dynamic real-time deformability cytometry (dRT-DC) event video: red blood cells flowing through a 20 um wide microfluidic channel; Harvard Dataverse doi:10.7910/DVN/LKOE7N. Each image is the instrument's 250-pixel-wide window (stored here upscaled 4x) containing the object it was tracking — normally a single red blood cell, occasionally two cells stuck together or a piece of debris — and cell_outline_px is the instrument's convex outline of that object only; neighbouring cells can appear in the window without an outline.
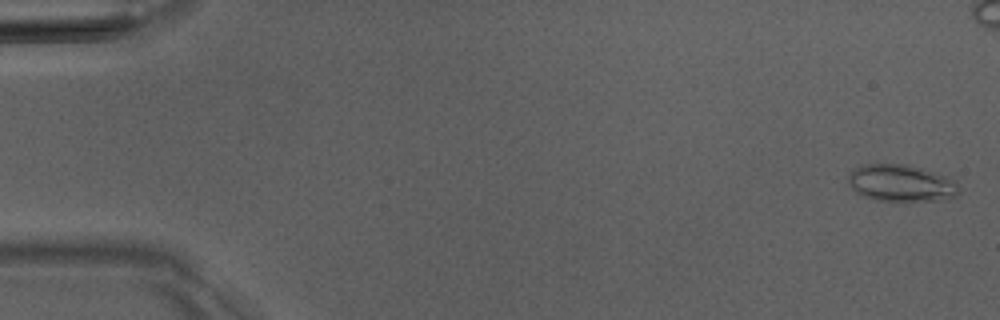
{"species": "Egyptian fruit bat (a non-hibernating species)", "species_latin": "Rousettus aegyptiacus", "temperature_condition": "room temperature", "stored_images_in_passage": 6, "camera_frame_rate_fps": 3000, "um_per_image_px": 0.085, "animal": {"sex": "male"}, "frame": {"image": 1, "passage_image": 1, "time_ms": 0.0, "image_size_px": [1000, 320], "cell_outline_px": [[960, 192], [956, 196], [944, 200], [876, 200], [864, 196], [856, 192], [848, 184], [848, 172], [860, 164], [908, 164], [948, 176], [956, 180], [960, 188]], "centroid_in_image_um": [76.61, 15.55], "position_along_channel_um": 8.4, "area_um2": 24.1}}